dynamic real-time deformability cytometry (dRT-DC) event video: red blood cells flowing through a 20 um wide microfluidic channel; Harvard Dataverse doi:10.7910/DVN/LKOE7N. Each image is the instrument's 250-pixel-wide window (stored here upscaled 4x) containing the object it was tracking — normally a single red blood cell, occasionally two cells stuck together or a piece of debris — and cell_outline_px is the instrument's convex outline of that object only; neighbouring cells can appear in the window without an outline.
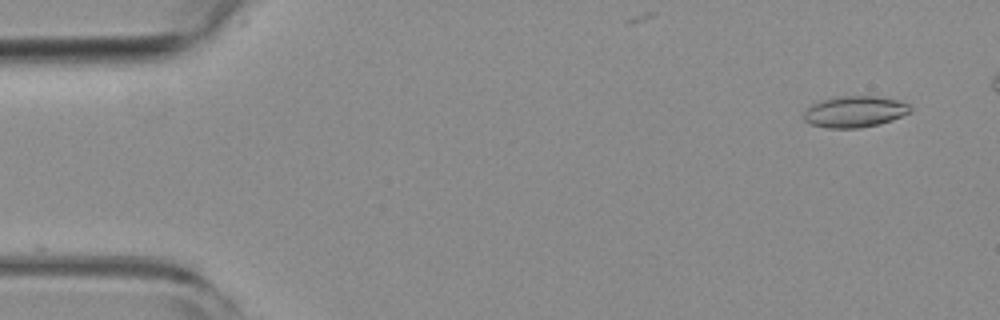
{"species": "common noctule bat (a hibernating species)", "species_latin": "Nyctalus noctula", "temperature_condition": "room temperature", "stored_images_in_passage": 12, "camera_frame_rate_fps": 3000, "um_per_image_px": 0.085, "animal": {"sex": "female", "body_mass_g": 19.3, "forearm_length_mm": 54.1}, "frame": {"image": 1, "passage_image": 1, "time_ms": 0.0, "image_size_px": [1000, 320], "cell_outline_px": [[912, 112], [892, 120], [880, 124], [856, 128], [828, 128], [808, 124], [804, 120], [804, 112], [812, 104], [824, 100], [844, 96], [872, 96], [896, 100], [908, 104], [912, 108]], "centroid_in_image_um": [72.66, 9.51], "position_along_channel_um": 12.3, "area_um2": 19.25}}